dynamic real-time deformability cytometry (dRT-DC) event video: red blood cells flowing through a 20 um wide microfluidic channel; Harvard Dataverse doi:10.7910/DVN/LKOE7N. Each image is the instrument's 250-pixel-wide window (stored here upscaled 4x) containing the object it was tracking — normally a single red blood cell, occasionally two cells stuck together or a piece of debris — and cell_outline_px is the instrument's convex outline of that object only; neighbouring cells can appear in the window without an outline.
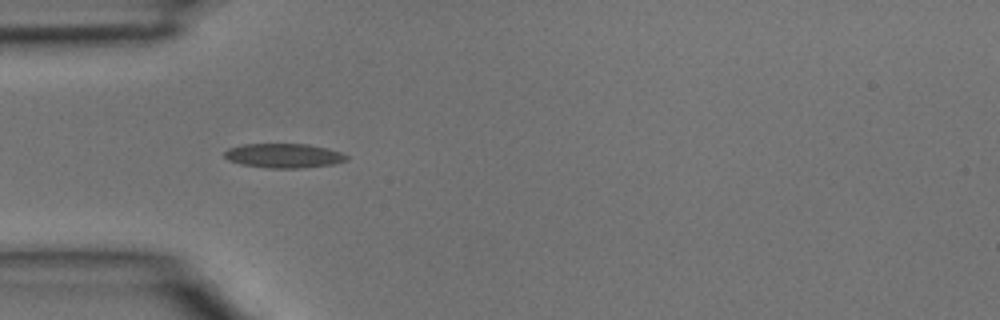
{"species": "common noctule bat (a hibernating species)", "species_latin": "Nyctalus noctula", "temperature_condition": "room temperature", "stored_images_in_passage": 4, "camera_frame_rate_fps": 3000, "um_per_image_px": 0.085, "animal": {"sex": "male", "body_mass_g": 15.6}, "frame": {"image": 1, "passage_image": 4, "time_ms": 1.0, "image_size_px": [1000, 320], "cell_outline_px": [[348, 160], [332, 164], [300, 168], [272, 168], [240, 164], [228, 160], [224, 156], [224, 152], [228, 148], [244, 144], [308, 144], [340, 152], [348, 156]], "centroid_in_image_um": [24.09, 13.23], "position_along_channel_um": 60.9, "area_um2": 17.17}}